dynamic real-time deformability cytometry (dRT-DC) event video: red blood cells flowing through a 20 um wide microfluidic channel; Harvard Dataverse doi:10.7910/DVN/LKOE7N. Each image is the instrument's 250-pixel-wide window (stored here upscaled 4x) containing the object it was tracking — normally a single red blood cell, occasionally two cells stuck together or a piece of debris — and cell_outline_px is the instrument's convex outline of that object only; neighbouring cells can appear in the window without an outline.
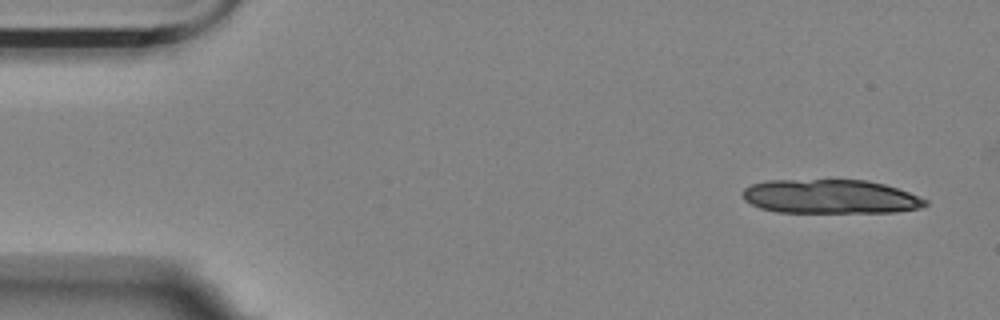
{"species": "Egyptian fruit bat (a non-hibernating species)", "species_latin": "Rousettus aegyptiacus", "temperature_condition": "room temperature", "stored_images_in_passage": 6, "camera_frame_rate_fps": 3000, "um_per_image_px": 0.085, "animal": {"sex": "female"}, "frame": {"image": 1, "passage_image": 1, "time_ms": 0.0, "image_size_px": [1000, 320], "cell_outline_px": [[928, 204], [920, 208], [896, 212], [776, 212], [760, 208], [744, 200], [740, 192], [744, 188], [752, 184], [768, 180], [868, 180], [884, 184], [908, 192], [928, 200]], "centroid_in_image_um": [70.55, 16.71], "position_along_channel_um": 14.4, "area_um2": 36.36}}
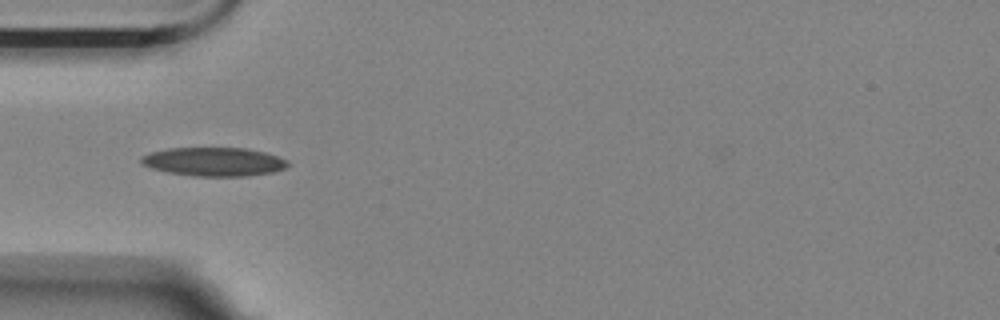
{"frame": {"image": 2, "passage_image": 5, "time_ms": 1.333, "image_size_px": [1000, 320], "cell_outline_px": [[288, 164], [284, 168], [272, 172], [244, 176], [192, 176], [168, 172], [152, 168], [140, 164], [140, 156], [152, 152], [168, 148], [244, 148], [264, 152], [288, 160]], "centroid_in_image_um": [18.13, 13.74], "position_along_channel_um": 66.9, "area_um2": 24.39}}
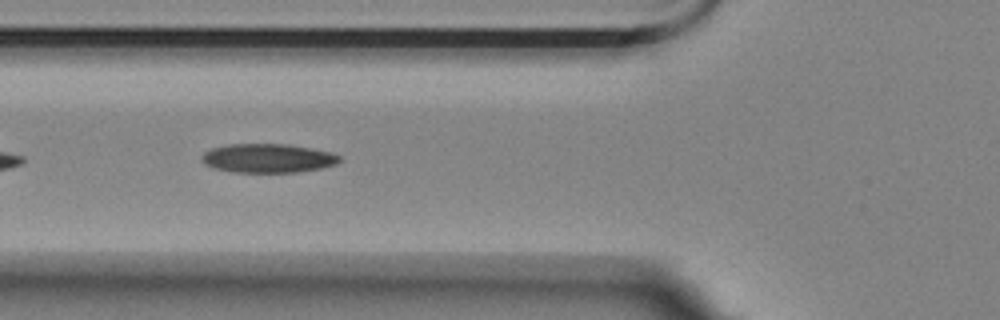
{"frame": {"image": 3, "passage_image": 6, "time_ms": 1.667, "image_size_px": [1000, 320], "cell_outline_px": [[340, 160], [336, 164], [320, 168], [296, 172], [232, 172], [212, 168], [204, 164], [200, 160], [200, 156], [204, 152], [212, 148], [228, 144], [288, 144], [312, 148], [332, 152], [340, 156]], "centroid_in_image_um": [22.73, 13.44], "position_along_channel_um": 103.1, "area_um2": 23.41}}